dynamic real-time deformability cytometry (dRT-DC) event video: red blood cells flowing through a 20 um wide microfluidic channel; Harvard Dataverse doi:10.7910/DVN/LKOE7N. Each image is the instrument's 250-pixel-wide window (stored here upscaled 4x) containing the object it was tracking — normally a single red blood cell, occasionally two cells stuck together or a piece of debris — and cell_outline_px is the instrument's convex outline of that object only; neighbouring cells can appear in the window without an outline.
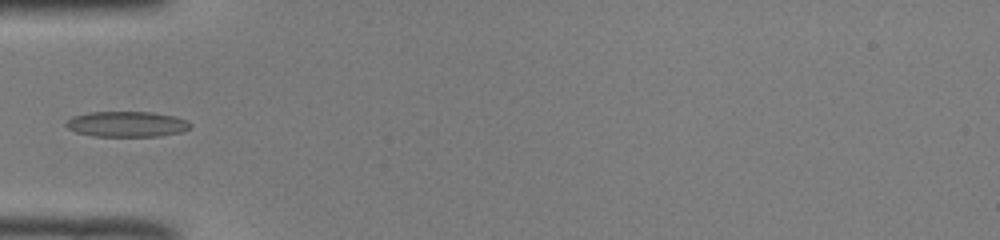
{"species": "common noctule bat (a hibernating species)", "species_latin": "Nyctalus noctula", "temperature_condition": "room temperature", "stored_images_in_passage": 35, "camera_frame_rate_fps": 3000, "um_per_image_px": 0.085, "animal": {"sex": "male", "body_mass_g": 19.0, "forearm_length_mm": 50.8}, "frame": {"image": 1, "passage_image": 1, "time_ms": 0.0, "image_size_px": [1000, 240], "cell_outline_px": [[192, 128], [180, 132], [160, 136], [96, 136], [76, 132], [68, 128], [64, 124], [72, 116], [88, 112], [152, 112], [176, 116], [192, 124]], "centroid_in_image_um": [10.79, 10.54], "position_along_channel_um": 74.2, "area_um2": 18.5}}
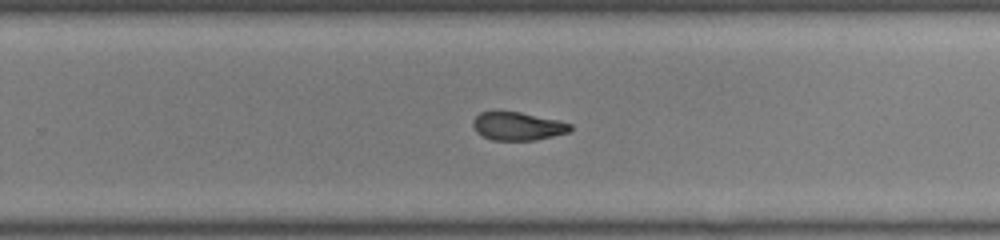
{"frame": {"image": 2, "passage_image": 17, "time_ms": 5.333, "image_size_px": [1000, 240], "cell_outline_px": [[572, 128], [568, 132], [536, 140], [492, 140], [476, 132], [472, 124], [472, 120], [480, 112], [520, 112], [556, 120], [572, 124]], "centroid_in_image_um": [43.98, 10.73], "position_along_channel_um": 285.8, "area_um2": 15.78}}
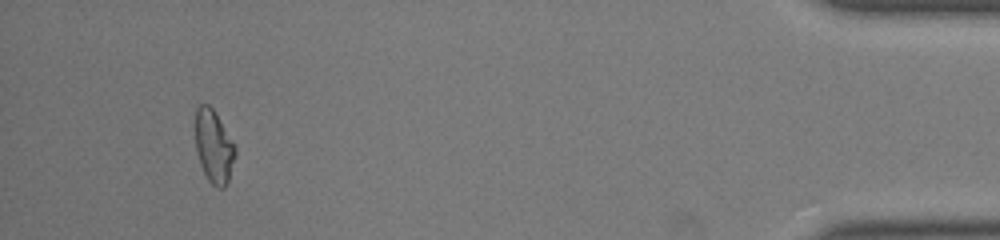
{"frame": {"image": 3, "passage_image": 32, "time_ms": 10.333, "image_size_px": [1000, 240], "cell_outline_px": [[236, 156], [228, 184], [224, 188], [216, 188], [208, 180], [200, 164], [196, 152], [196, 108], [200, 104], [208, 104], [216, 112], [236, 144]], "centroid_in_image_um": [18.21, 12.47], "position_along_channel_um": 417.0, "area_um2": 17.4}}